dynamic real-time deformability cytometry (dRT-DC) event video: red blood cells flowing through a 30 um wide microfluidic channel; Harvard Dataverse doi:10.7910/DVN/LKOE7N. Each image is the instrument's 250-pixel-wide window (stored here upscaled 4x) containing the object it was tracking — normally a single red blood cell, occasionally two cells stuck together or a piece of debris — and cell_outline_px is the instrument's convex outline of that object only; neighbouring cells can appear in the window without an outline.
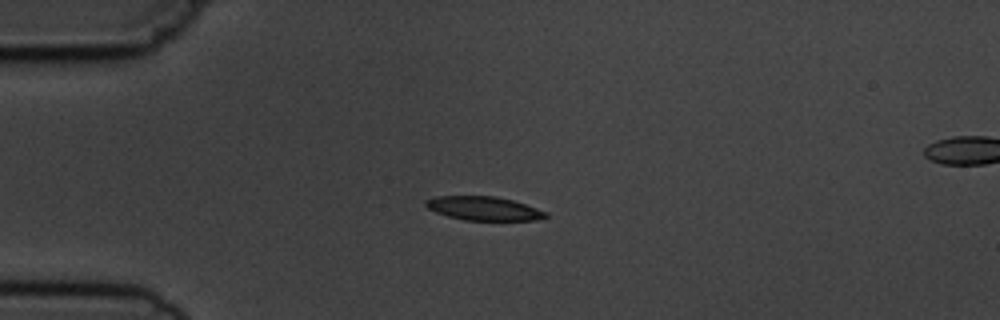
{"species": "common noctule bat (a hibernating species)", "species_latin": "Nyctalus noctula", "temperature_condition": "cold", "stored_images_in_passage": 2, "camera_frame_rate_fps": 3000, "um_per_image_px": 0.085, "animal": {"sex": "male", "body_mass_g": 19.5, "forearm_length_mm": 54.6}, "frame": {"image": 1, "passage_image": 1, "time_ms": 0.0, "image_size_px": [1000, 320], "cell_outline_px": [[548, 216], [536, 220], [464, 220], [448, 216], [436, 212], [428, 208], [424, 204], [424, 200], [436, 196], [496, 196], [512, 200], [548, 212]], "centroid_in_image_um": [41.09, 17.71], "position_along_channel_um": 43.9, "area_um2": 16.59}}